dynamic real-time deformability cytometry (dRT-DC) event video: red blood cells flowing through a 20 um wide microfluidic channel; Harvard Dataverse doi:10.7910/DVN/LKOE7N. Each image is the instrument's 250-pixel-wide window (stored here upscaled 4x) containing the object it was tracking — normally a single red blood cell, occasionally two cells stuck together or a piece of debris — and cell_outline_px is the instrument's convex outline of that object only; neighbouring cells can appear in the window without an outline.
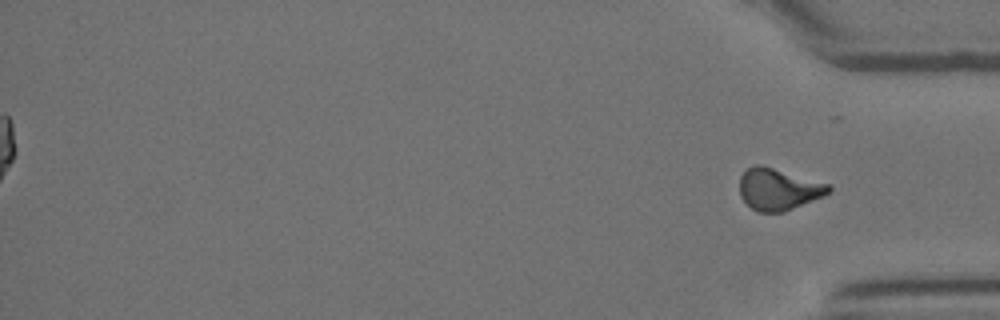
{"species": "Egyptian fruit bat (a non-hibernating species)", "species_latin": "Rousettus aegyptiacus", "temperature_condition": "room temperature", "stored_images_in_passage": 17, "camera_frame_rate_fps": 3000, "um_per_image_px": 0.085, "animal": {"sex": "female"}, "frame": {"image": 1, "passage_image": 17, "time_ms": 5.333, "image_size_px": [1000, 320], "cell_outline_px": [[832, 192], [824, 196], [784, 212], [756, 212], [740, 196], [740, 176], [748, 168], [756, 164], [760, 164], [828, 184], [832, 188]], "centroid_in_image_um": [66.17, 16.1], "position_along_channel_um": 369.0, "area_um2": 21.5}}